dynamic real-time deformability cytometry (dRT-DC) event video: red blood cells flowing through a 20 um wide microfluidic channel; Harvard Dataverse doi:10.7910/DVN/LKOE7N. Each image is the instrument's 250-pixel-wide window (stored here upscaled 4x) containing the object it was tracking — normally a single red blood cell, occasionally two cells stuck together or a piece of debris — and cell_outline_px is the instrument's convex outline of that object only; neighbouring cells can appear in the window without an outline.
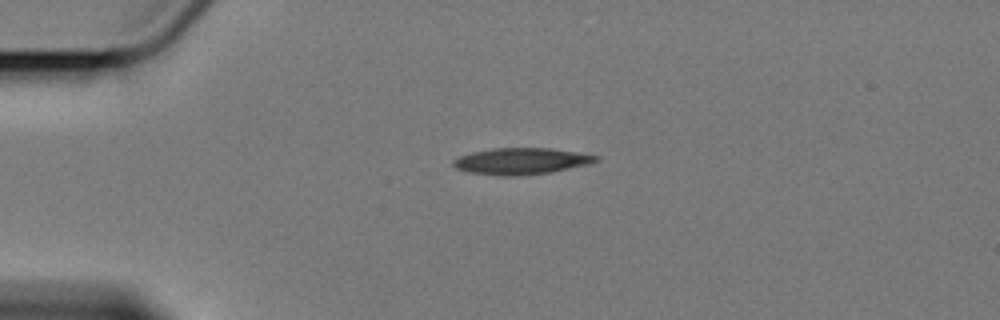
{"species": "Egyptian fruit bat (a non-hibernating species)", "species_latin": "Rousettus aegyptiacus", "temperature_condition": "cold", "stored_images_in_passage": 3, "camera_frame_rate_fps": 3000, "um_per_image_px": 0.085, "animal": {"sex": "female"}, "frame": {"image": 1, "passage_image": 1, "time_ms": 0.0, "image_size_px": [1000, 320], "cell_outline_px": [[600, 160], [588, 164], [548, 172], [512, 176], [504, 176], [468, 172], [456, 168], [452, 164], [452, 160], [460, 156], [472, 152], [492, 148], [552, 148], [600, 156]], "centroid_in_image_um": [44.28, 13.68], "position_along_channel_um": 40.7, "area_um2": 21.79}}
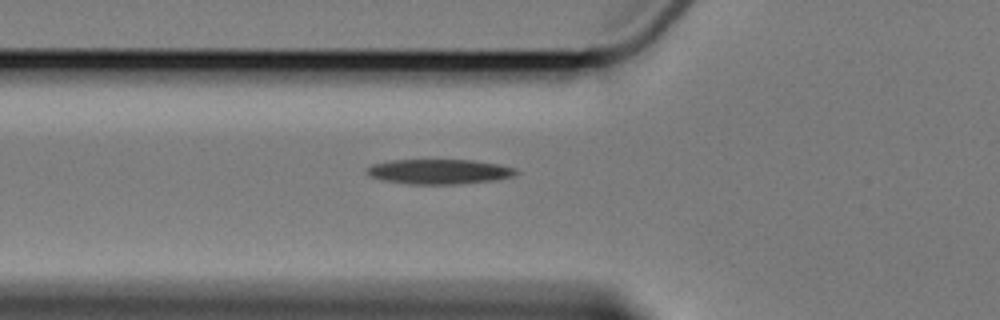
{"frame": {"image": 2, "passage_image": 3, "time_ms": 2.333, "image_size_px": [1000, 320], "cell_outline_px": [[520, 172], [512, 176], [496, 180], [460, 184], [408, 184], [384, 180], [372, 176], [368, 172], [368, 168], [372, 164], [392, 160], [472, 160], [500, 164], [516, 168]], "centroid_in_image_um": [37.41, 14.58], "position_along_channel_um": 88.4, "area_um2": 21.56}}